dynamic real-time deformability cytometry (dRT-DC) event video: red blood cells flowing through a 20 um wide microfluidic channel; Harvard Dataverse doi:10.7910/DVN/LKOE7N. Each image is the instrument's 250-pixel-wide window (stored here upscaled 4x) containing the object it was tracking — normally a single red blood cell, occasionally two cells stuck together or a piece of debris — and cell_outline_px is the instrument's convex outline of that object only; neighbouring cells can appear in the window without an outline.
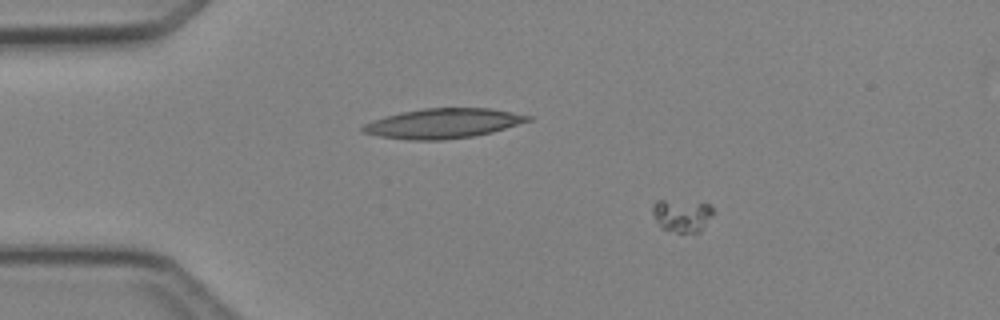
{"species": "Egyptian fruit bat (a non-hibernating species)", "species_latin": "Rousettus aegyptiacus", "temperature_condition": "cold", "stored_images_in_passage": 6, "camera_frame_rate_fps": 3000, "um_per_image_px": 0.085, "animal": {"sex": "female"}, "frame": {"image": 1, "passage_image": 2, "time_ms": 1.0, "image_size_px": [1000, 320], "cell_outline_px": [[712, 216], [700, 232], [676, 232], [660, 228], [652, 212], [652, 204], [656, 200], [664, 200], [708, 204], [712, 208]], "centroid_in_image_um": [57.93, 18.32], "position_along_channel_um": 27.1, "area_um2": 11.39}}
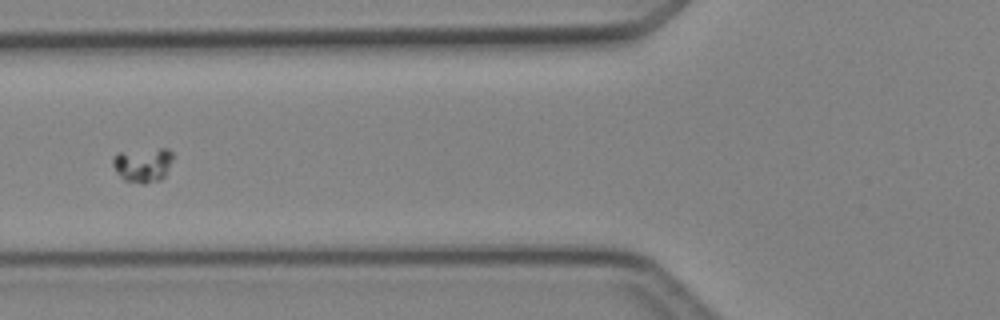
{"frame": {"image": 2, "passage_image": 5, "time_ms": 4.667, "image_size_px": [1000, 320], "cell_outline_px": [[172, 160], [164, 176], [160, 180], [144, 184], [124, 180], [116, 172], [112, 164], [112, 160], [116, 152], [160, 148], [168, 148], [172, 152]], "centroid_in_image_um": [12.12, 14.0], "position_along_channel_um": 113.7, "area_um2": 12.14}}
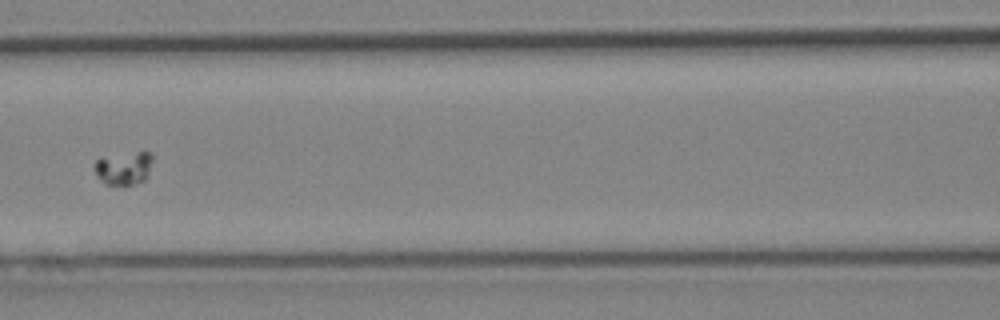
{"frame": {"image": 3, "passage_image": 6, "time_ms": 5.667, "image_size_px": [1000, 320], "cell_outline_px": [[152, 160], [148, 176], [144, 180], [124, 188], [104, 184], [100, 180], [96, 172], [96, 160], [100, 156], [136, 152], [152, 152]], "centroid_in_image_um": [10.53, 14.32], "position_along_channel_um": 156.1, "area_um2": 11.62}}